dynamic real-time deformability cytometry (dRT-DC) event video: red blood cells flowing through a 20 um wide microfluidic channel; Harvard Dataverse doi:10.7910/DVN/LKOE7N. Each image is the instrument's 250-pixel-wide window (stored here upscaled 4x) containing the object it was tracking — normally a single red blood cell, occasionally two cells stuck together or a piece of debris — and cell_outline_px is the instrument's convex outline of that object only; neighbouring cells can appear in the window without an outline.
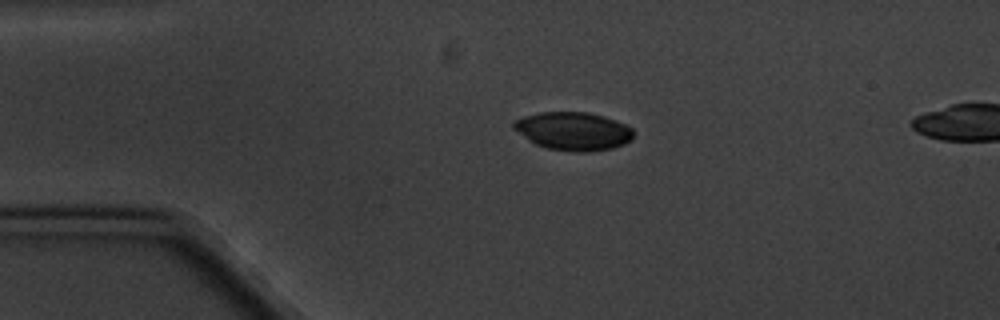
{"species": "common noctule bat (a hibernating species)", "species_latin": "Nyctalus noctula", "temperature_condition": "cold", "stored_images_in_passage": 4, "camera_frame_rate_fps": 3000, "um_per_image_px": 0.085, "animal": {"sex": "male", "body_mass_g": 20.1, "forearm_length_mm": 53.5}, "frame": {"image": 1, "passage_image": 3, "time_ms": 2.333, "image_size_px": [1000, 320], "cell_outline_px": [[636, 132], [632, 140], [624, 144], [612, 148], [584, 152], [576, 152], [548, 148], [536, 144], [528, 140], [512, 128], [512, 120], [524, 116], [540, 112], [588, 112], [604, 116], [616, 120], [632, 128]], "centroid_in_image_um": [48.73, 11.14], "position_along_channel_um": 36.3, "area_um2": 26.88}}